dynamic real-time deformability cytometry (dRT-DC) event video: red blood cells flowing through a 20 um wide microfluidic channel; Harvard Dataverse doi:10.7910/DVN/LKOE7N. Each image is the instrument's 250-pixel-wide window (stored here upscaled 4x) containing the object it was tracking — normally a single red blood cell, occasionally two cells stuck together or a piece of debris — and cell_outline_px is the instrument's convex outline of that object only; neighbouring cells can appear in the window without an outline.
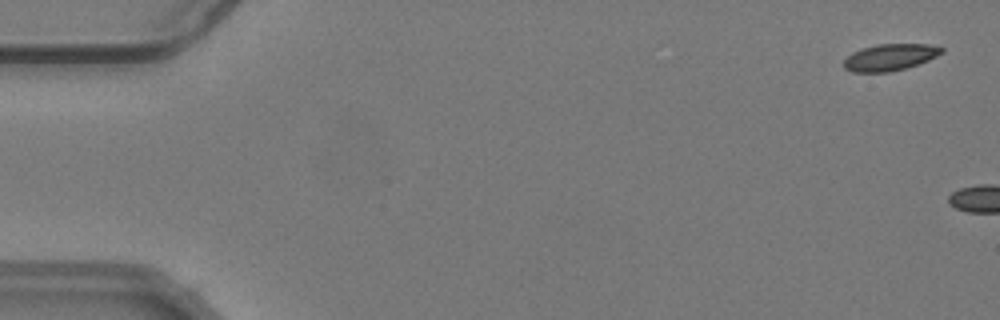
{"species": "common noctule bat (a hibernating species)", "species_latin": "Nyctalus noctula", "temperature_condition": "warm", "stored_images_in_passage": 5, "camera_frame_rate_fps": 3000, "um_per_image_px": 0.085, "animal": {"sex": "male", "body_mass_g": 19.2, "forearm_length_mm": 51.8}, "frame": {"image": 1, "passage_image": 2, "time_ms": 0.333, "image_size_px": [1000, 320], "cell_outline_px": [[944, 52], [928, 60], [904, 68], [888, 72], [852, 72], [844, 68], [844, 60], [852, 52], [876, 44], [928, 44], [944, 48]], "centroid_in_image_um": [75.64, 4.86], "position_along_channel_um": 9.4, "area_um2": 15.03}}